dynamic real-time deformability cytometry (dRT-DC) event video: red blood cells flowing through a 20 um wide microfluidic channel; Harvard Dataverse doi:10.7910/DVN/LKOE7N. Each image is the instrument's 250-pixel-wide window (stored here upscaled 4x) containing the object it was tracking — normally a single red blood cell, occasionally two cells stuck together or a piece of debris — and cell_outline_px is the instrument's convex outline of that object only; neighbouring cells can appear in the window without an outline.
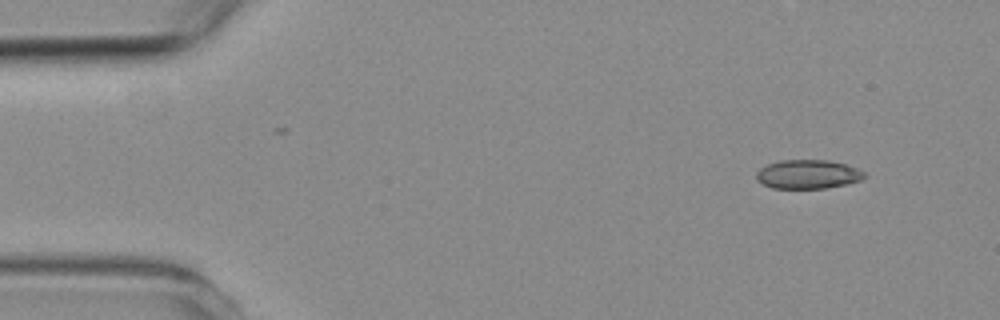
{"species": "common noctule bat (a hibernating species)", "species_latin": "Nyctalus noctula", "temperature_condition": "room temperature", "stored_images_in_passage": 4, "camera_frame_rate_fps": 3000, "um_per_image_px": 0.085, "animal": {"sex": "female", "body_mass_g": 19.3, "forearm_length_mm": 54.1}, "frame": {"image": 1, "passage_image": 1, "time_ms": 0.0, "image_size_px": [1000, 320], "cell_outline_px": [[868, 176], [860, 180], [848, 184], [828, 188], [772, 188], [756, 180], [756, 172], [760, 168], [768, 164], [780, 160], [828, 160], [844, 164], [856, 168], [864, 172]], "centroid_in_image_um": [68.67, 14.82], "position_along_channel_um": 16.3, "area_um2": 18.26}}
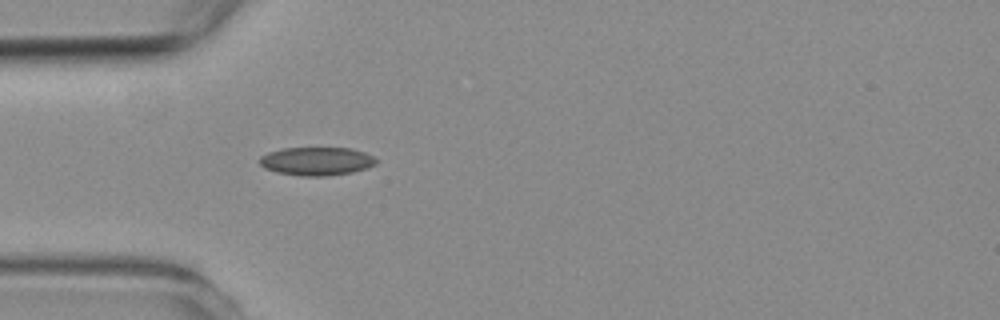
{"frame": {"image": 2, "passage_image": 4, "time_ms": 3.333, "image_size_px": [1000, 320], "cell_outline_px": [[376, 164], [368, 168], [352, 172], [324, 176], [300, 176], [276, 172], [264, 168], [260, 164], [260, 156], [268, 152], [284, 148], [352, 148], [364, 152], [372, 156], [376, 160]], "centroid_in_image_um": [26.9, 13.7], "position_along_channel_um": 58.1, "area_um2": 19.25}}